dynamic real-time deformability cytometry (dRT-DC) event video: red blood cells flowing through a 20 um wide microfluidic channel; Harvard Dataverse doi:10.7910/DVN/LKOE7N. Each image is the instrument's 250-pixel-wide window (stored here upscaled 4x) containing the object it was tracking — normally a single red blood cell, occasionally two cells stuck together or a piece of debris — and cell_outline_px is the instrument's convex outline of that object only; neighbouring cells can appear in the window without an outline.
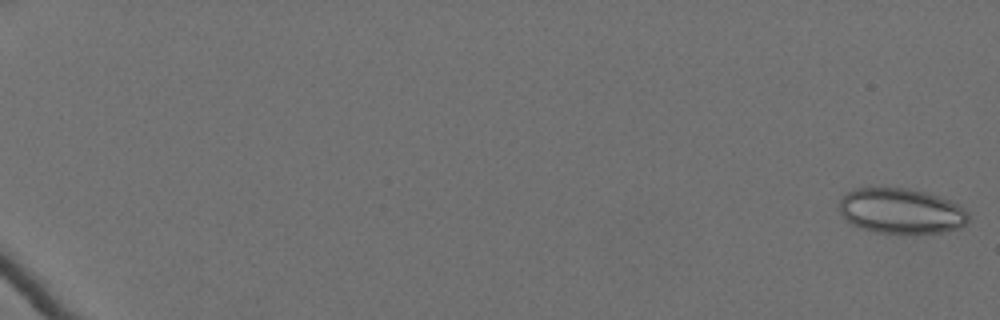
{"species": "Egyptian fruit bat (a non-hibernating species)", "species_latin": "Rousettus aegyptiacus", "temperature_condition": "cold", "stored_images_in_passage": 62, "camera_frame_rate_fps": 3000, "um_per_image_px": 0.085, "animal": {"sex": "female"}, "frame": {"image": 1, "passage_image": 1, "time_ms": 0.0, "image_size_px": [1000, 320], "cell_outline_px": [[968, 220], [960, 228], [940, 232], [876, 232], [852, 224], [840, 212], [840, 200], [848, 192], [856, 188], [908, 188], [924, 192], [960, 204], [968, 212]], "centroid_in_image_um": [76.62, 17.92], "position_along_channel_um": 8.4, "area_um2": 33.47}}
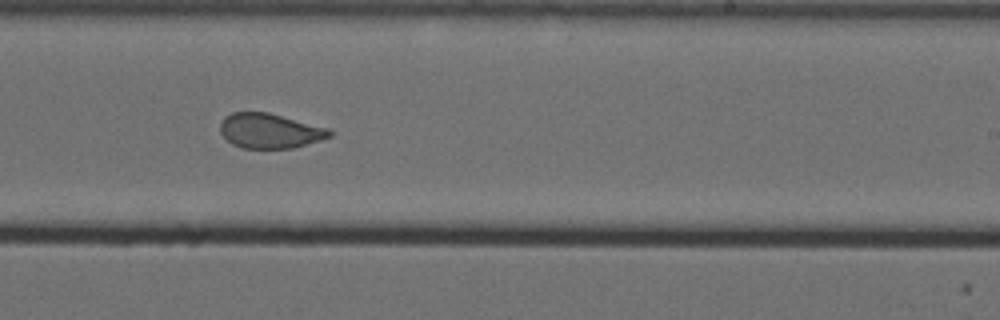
{"frame": {"image": 2, "passage_image": 42, "time_ms": 13.667, "image_size_px": [1000, 320], "cell_outline_px": [[332, 136], [320, 140], [292, 148], [244, 148], [232, 144], [220, 132], [220, 124], [224, 116], [232, 112], [268, 112], [328, 128], [332, 132]], "centroid_in_image_um": [22.92, 11.11], "position_along_channel_um": 266.1, "area_um2": 22.08}}
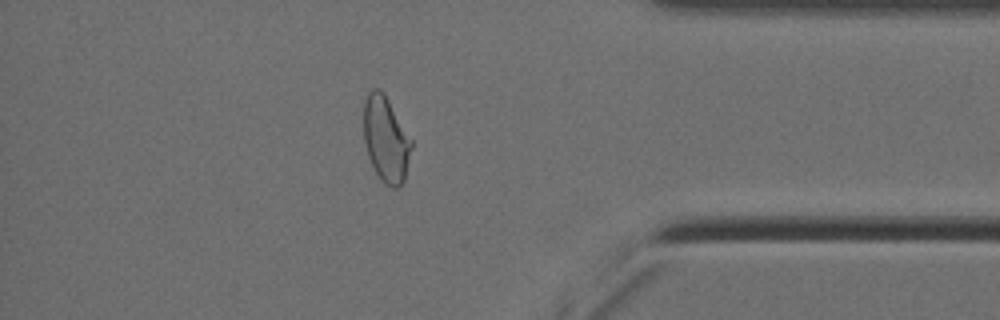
{"frame": {"image": 3, "passage_image": 55, "time_ms": 18.0, "image_size_px": [1000, 320], "cell_outline_px": [[412, 148], [404, 180], [400, 188], [392, 188], [384, 184], [380, 180], [368, 156], [364, 140], [364, 100], [368, 92], [372, 88], [380, 88], [384, 92], [412, 140]], "centroid_in_image_um": [32.8, 11.83], "position_along_channel_um": 402.4, "area_um2": 23.99}, "authors_computed_cell_mechanics": {"area_um2": 26.6747, "velocity_mm_per_s": 3.5269, "shape_relaxation_time_tau1_ms": null, "shape_relaxation_time_tau2_ms": 1.1661, "deformation_change_tau1": null, "deformation_change_tau2": 0.0738}}